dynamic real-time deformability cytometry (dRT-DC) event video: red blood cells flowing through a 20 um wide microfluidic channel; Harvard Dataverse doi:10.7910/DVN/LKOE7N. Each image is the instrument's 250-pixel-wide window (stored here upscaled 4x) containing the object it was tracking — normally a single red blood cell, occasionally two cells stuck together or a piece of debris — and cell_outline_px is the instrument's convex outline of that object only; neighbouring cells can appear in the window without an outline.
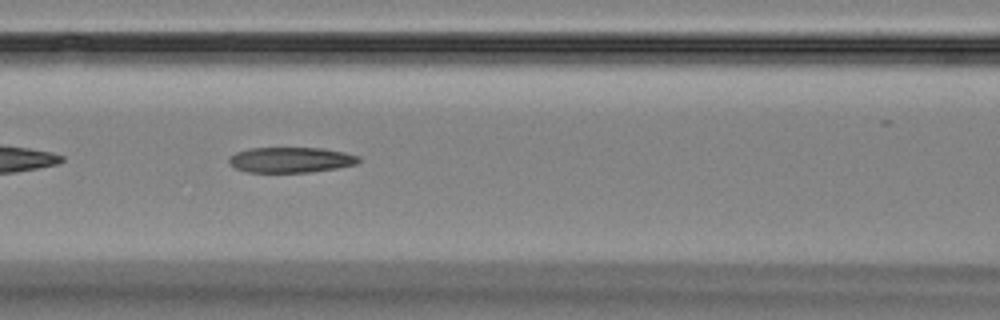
{"species": "Egyptian fruit bat (a non-hibernating species)", "species_latin": "Rousettus aegyptiacus", "temperature_condition": "room temperature", "stored_images_in_passage": 16, "camera_frame_rate_fps": 3000, "um_per_image_px": 0.085, "animal": {"sex": "female"}, "frame": {"image": 1, "passage_image": 7, "time_ms": 6.667, "image_size_px": [1000, 320], "cell_outline_px": [[360, 160], [356, 164], [336, 168], [308, 172], [248, 172], [236, 168], [228, 160], [228, 156], [236, 152], [248, 148], [320, 148], [344, 152], [360, 156]], "centroid_in_image_um": [24.71, 13.58], "position_along_channel_um": 141.9, "area_um2": 19.13}}
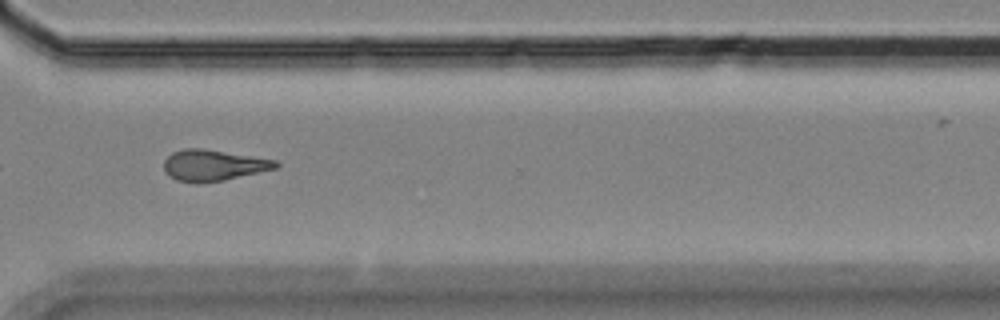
{"frame": {"image": 2, "passage_image": 12, "time_ms": 12.667, "image_size_px": [1000, 320], "cell_outline_px": [[280, 164], [276, 168], [224, 180], [196, 184], [176, 180], [168, 176], [164, 172], [164, 160], [172, 152], [184, 148], [200, 148], [276, 160]], "centroid_in_image_um": [18.07, 14.06], "position_along_channel_um": 352.5, "area_um2": 20.23}}
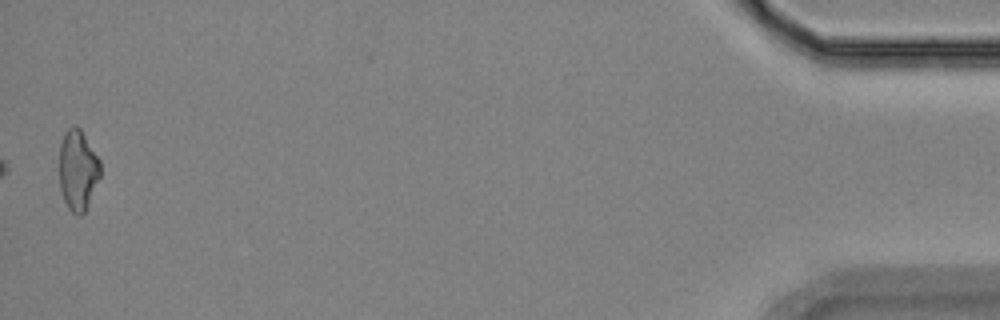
{"frame": {"image": 3, "passage_image": 16, "time_ms": 17.333, "image_size_px": [1000, 320], "cell_outline_px": [[100, 176], [88, 204], [84, 212], [80, 216], [76, 216], [68, 208], [64, 200], [60, 188], [60, 144], [64, 132], [68, 128], [76, 124], [80, 128], [100, 160]], "centroid_in_image_um": [6.61, 14.45], "position_along_channel_um": 428.6, "area_um2": 19.19}, "authors_computed_cell_mechanics": {"area_um2": 20.0566, "velocity_mm_per_s": 3.5221, "shape_relaxation_time_tau1_ms": null, "shape_relaxation_time_tau2_ms": 6.0179, "deformation_change_tau1": null, "deformation_change_tau2": 0.1461}}